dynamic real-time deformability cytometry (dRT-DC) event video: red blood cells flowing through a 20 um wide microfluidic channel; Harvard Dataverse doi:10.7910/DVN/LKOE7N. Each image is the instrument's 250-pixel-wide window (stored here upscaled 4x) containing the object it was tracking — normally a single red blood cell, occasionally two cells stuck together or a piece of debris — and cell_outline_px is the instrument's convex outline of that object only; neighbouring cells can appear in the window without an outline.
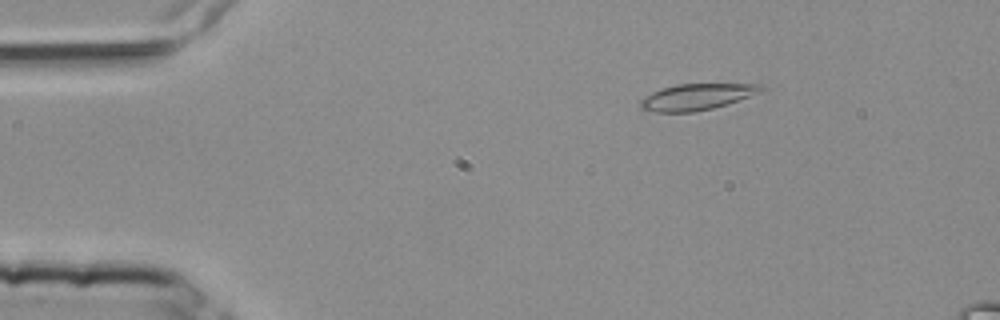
{"species": "common noctule bat (a hibernating species)", "species_latin": "Nyctalus noctula", "temperature_condition": "room temperature", "stored_images_in_passage": 4, "camera_frame_rate_fps": 3000, "um_per_image_px": 0.085, "animal": {"sex": "female", "body_mass_g": 25.1}, "frame": {"image": 1, "passage_image": 2, "time_ms": 0.333, "image_size_px": [1000, 320], "cell_outline_px": [[764, 88], [760, 92], [728, 104], [712, 108], [692, 112], [656, 112], [640, 108], [640, 100], [644, 96], [660, 88], [676, 84], [764, 84]], "centroid_in_image_um": [59.2, 8.23], "position_along_channel_um": 25.8, "area_um2": 18.44}}